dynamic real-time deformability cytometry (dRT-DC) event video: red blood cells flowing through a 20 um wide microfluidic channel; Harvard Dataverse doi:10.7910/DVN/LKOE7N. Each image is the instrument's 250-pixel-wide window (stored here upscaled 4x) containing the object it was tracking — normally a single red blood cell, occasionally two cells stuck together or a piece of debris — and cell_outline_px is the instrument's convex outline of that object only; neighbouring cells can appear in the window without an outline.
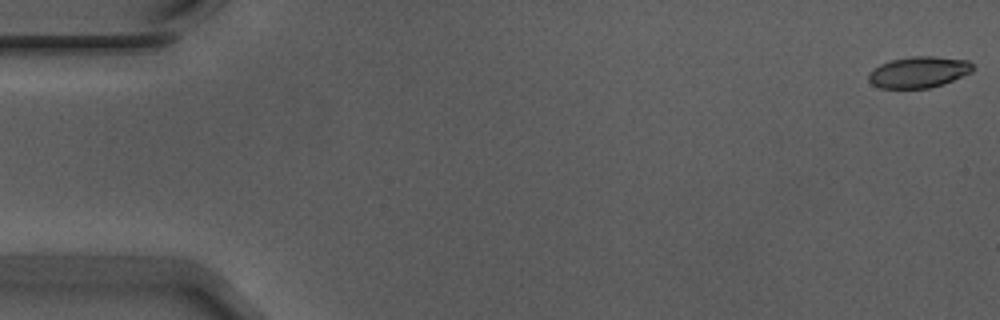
{"species": "Egyptian fruit bat (a non-hibernating species)", "species_latin": "Rousettus aegyptiacus", "temperature_condition": "warm", "stored_images_in_passage": 12, "camera_frame_rate_fps": 3000, "um_per_image_px": 0.085, "animal": {"sex": "male"}, "frame": {"image": 1, "passage_image": 1, "time_ms": 0.0, "image_size_px": [1000, 320], "cell_outline_px": [[976, 68], [972, 72], [944, 84], [928, 88], [880, 88], [872, 84], [868, 80], [868, 72], [872, 68], [880, 64], [892, 60], [916, 56], [936, 56], [968, 60]], "centroid_in_image_um": [78.1, 6.13], "position_along_channel_um": 6.9, "area_um2": 19.13}}